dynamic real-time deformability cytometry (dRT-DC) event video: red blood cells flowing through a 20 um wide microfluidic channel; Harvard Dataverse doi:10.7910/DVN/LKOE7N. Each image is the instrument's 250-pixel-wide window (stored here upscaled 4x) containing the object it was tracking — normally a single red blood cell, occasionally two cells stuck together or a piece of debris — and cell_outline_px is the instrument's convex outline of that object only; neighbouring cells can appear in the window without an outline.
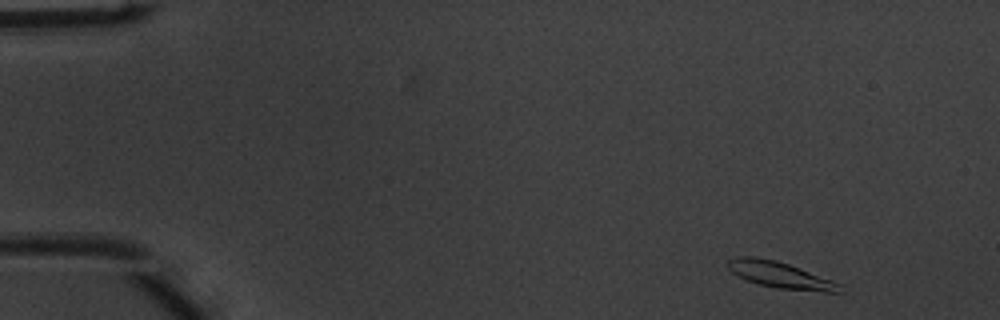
{"species": "common noctule bat (a hibernating species)", "species_latin": "Nyctalus noctula", "temperature_condition": "warm", "stored_images_in_passage": 48, "camera_frame_rate_fps": 3000, "um_per_image_px": 0.085, "animal": {"sex": "male", "body_mass_g": 20.1, "forearm_length_mm": 53.5}, "frame": {"image": 1, "passage_image": 2, "time_ms": 0.333, "image_size_px": [1000, 320], "cell_outline_px": [[840, 292], [824, 292], [776, 288], [760, 284], [748, 280], [732, 272], [728, 268], [728, 260], [736, 256], [756, 256], [776, 260], [788, 264], [832, 280], [840, 284]], "centroid_in_image_um": [66.29, 23.36], "position_along_channel_um": 18.7, "area_um2": 16.88}}
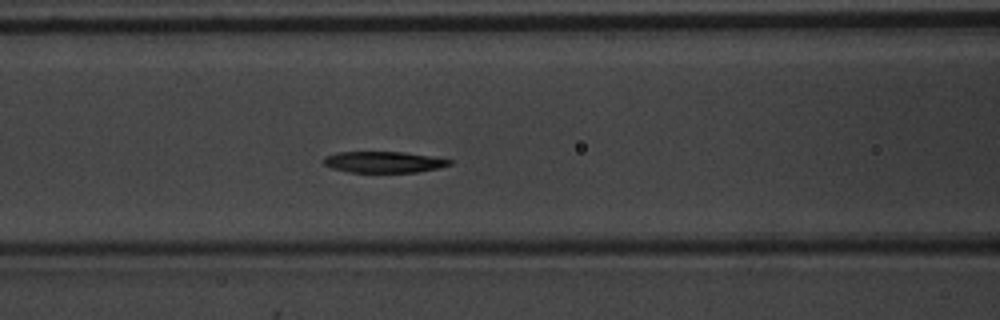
{"frame": {"image": 2, "passage_image": 19, "time_ms": 6.0, "image_size_px": [1000, 320], "cell_outline_px": [[452, 164], [440, 168], [416, 172], [348, 172], [332, 168], [324, 164], [324, 156], [336, 152], [404, 152], [432, 156], [452, 160]], "centroid_in_image_um": [32.63, 13.77], "position_along_channel_um": 134.0, "area_um2": 15.61}}
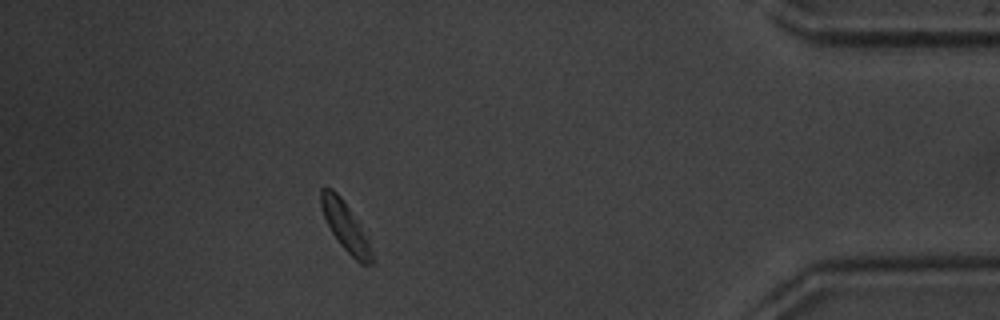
{"frame": {"image": 3, "passage_image": 43, "time_ms": 14.0, "image_size_px": [1000, 320], "cell_outline_px": [[376, 260], [372, 264], [360, 264], [340, 244], [332, 232], [320, 208], [320, 188], [332, 188], [340, 196], [368, 236]], "centroid_in_image_um": [29.41, 19.29], "position_along_channel_um": 405.8, "area_um2": 14.57}, "authors_computed_cell_mechanics": {"area_um2": 16.5019, "velocity_mm_per_s": 3.9497, "shape_relaxation_time_tau1_ms": 1.802, "shape_relaxation_time_tau2_ms": 6.289, "deformation_change_tau1": 0.1198, "deformation_change_tau2": 0.1062}}